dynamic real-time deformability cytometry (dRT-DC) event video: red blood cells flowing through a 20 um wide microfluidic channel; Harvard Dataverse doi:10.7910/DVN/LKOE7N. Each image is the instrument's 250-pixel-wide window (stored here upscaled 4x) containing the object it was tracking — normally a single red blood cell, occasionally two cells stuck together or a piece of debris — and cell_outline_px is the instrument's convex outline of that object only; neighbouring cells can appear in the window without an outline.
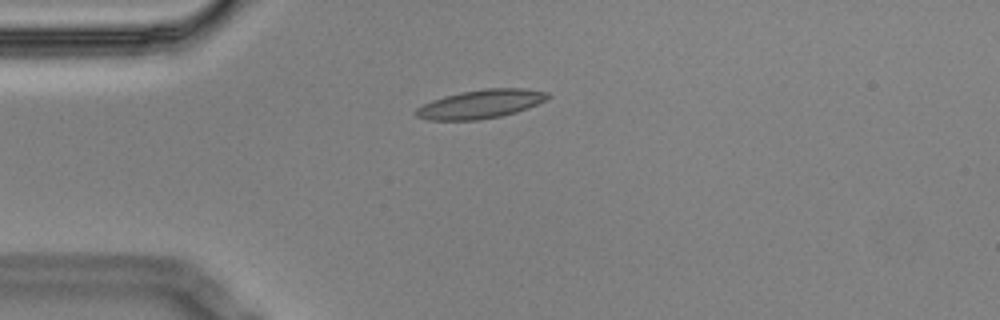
{"species": "Egyptian fruit bat (a non-hibernating species)", "species_latin": "Rousettus aegyptiacus", "temperature_condition": "cold", "stored_images_in_passage": 13, "camera_frame_rate_fps": 3000, "um_per_image_px": 0.085, "animal": {"sex": "male"}, "frame": {"image": 1, "passage_image": 4, "time_ms": 1.0, "image_size_px": [1000, 320], "cell_outline_px": [[552, 96], [528, 108], [516, 112], [500, 116], [480, 120], [428, 120], [416, 116], [412, 112], [416, 108], [432, 100], [444, 96], [460, 92], [484, 88], [524, 88], [548, 92]], "centroid_in_image_um": [40.84, 8.84], "position_along_channel_um": 44.2, "area_um2": 22.14}}
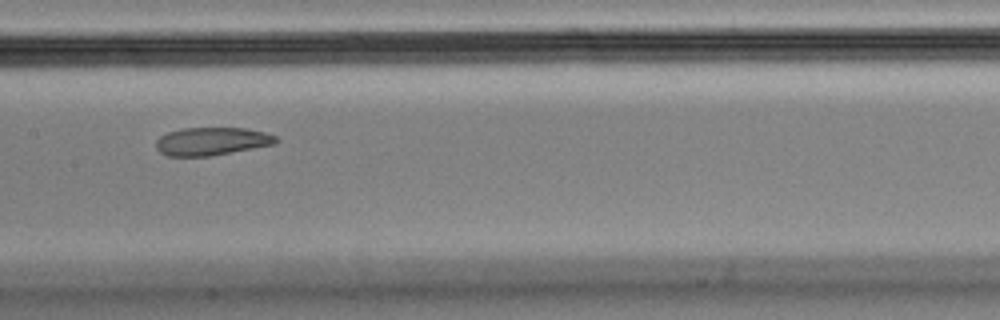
{"frame": {"image": 2, "passage_image": 8, "time_ms": 2.333, "image_size_px": [1000, 320], "cell_outline_px": [[280, 140], [276, 144], [212, 156], [168, 156], [160, 152], [156, 148], [156, 140], [160, 136], [168, 132], [184, 128], [248, 128], [264, 132], [276, 136]], "centroid_in_image_um": [18.03, 12.01], "position_along_channel_um": 189.4, "area_um2": 19.71}}
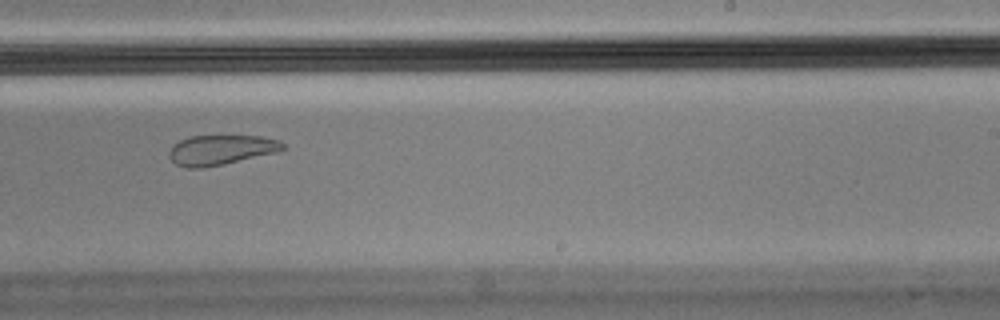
{"frame": {"image": 3, "passage_image": 10, "time_ms": 3.0, "image_size_px": [1000, 320], "cell_outline_px": [[284, 148], [276, 152], [224, 164], [200, 168], [188, 168], [176, 164], [168, 156], [168, 152], [172, 144], [188, 136], [260, 136], [280, 140], [284, 144]], "centroid_in_image_um": [18.73, 12.73], "position_along_channel_um": 270.3, "area_um2": 19.77}}